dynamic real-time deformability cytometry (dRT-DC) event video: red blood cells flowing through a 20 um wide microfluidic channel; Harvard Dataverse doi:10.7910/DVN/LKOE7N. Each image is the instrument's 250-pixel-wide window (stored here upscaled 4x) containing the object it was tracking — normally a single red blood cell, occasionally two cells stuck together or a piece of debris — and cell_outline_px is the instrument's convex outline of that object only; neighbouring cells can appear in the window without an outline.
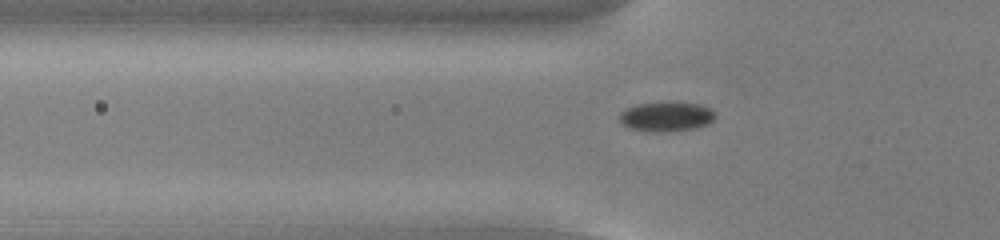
{"species": "common noctule bat (a hibernating species)", "species_latin": "Nyctalus noctula", "temperature_condition": "cold", "stored_images_in_passage": 55, "camera_frame_rate_fps": 3000, "um_per_image_px": 0.085, "animal": {"sex": "male", "body_mass_g": 13.0, "forearm_length_mm": 53.1}, "frame": {"image": 1, "passage_image": 19, "time_ms": 6.0, "image_size_px": [1000, 240], "cell_outline_px": [[716, 116], [708, 124], [696, 128], [664, 132], [656, 132], [632, 128], [624, 124], [620, 120], [620, 112], [624, 108], [636, 104], [676, 100], [700, 104], [712, 108], [716, 112]], "centroid_in_image_um": [56.69, 9.86], "position_along_channel_um": 69.1, "area_um2": 16.99}}
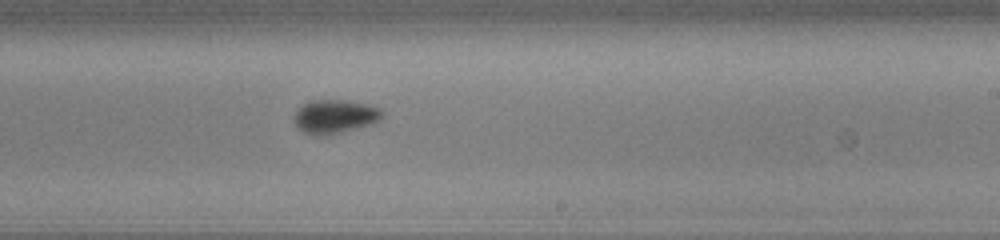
{"frame": {"image": 2, "passage_image": 34, "time_ms": 11.0, "image_size_px": [1000, 240], "cell_outline_px": [[384, 116], [380, 120], [372, 124], [328, 136], [312, 136], [296, 128], [292, 116], [296, 108], [312, 100], [344, 100], [372, 104], [380, 108], [384, 112]], "centroid_in_image_um": [28.45, 9.91], "position_along_channel_um": 260.6, "area_um2": 17.98}}
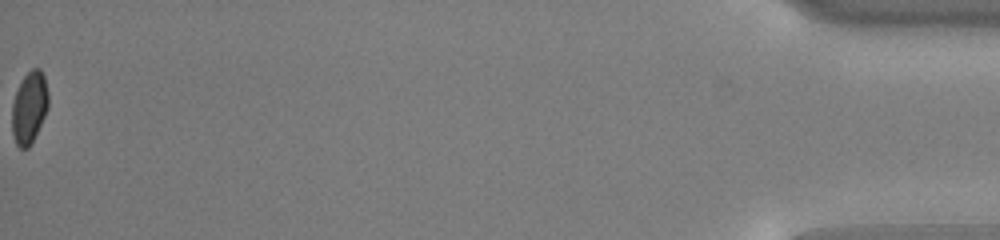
{"frame": {"image": 3, "passage_image": 55, "time_ms": 18.0, "image_size_px": [1000, 240], "cell_outline_px": [[48, 108], [28, 148], [20, 148], [16, 144], [12, 136], [12, 104], [20, 80], [32, 68], [40, 68], [44, 76], [48, 92]], "centroid_in_image_um": [2.47, 9.11], "position_along_channel_um": 432.7, "area_um2": 15.14}, "authors_computed_cell_mechanics": {"area_um2": 16.2418, "velocity_mm_per_s": 3.8494, "shape_relaxation_time_tau1_ms": 3.9286, "shape_relaxation_time_tau2_ms": null, "deformation_change_tau1": 0.0542, "deformation_change_tau2": null}}